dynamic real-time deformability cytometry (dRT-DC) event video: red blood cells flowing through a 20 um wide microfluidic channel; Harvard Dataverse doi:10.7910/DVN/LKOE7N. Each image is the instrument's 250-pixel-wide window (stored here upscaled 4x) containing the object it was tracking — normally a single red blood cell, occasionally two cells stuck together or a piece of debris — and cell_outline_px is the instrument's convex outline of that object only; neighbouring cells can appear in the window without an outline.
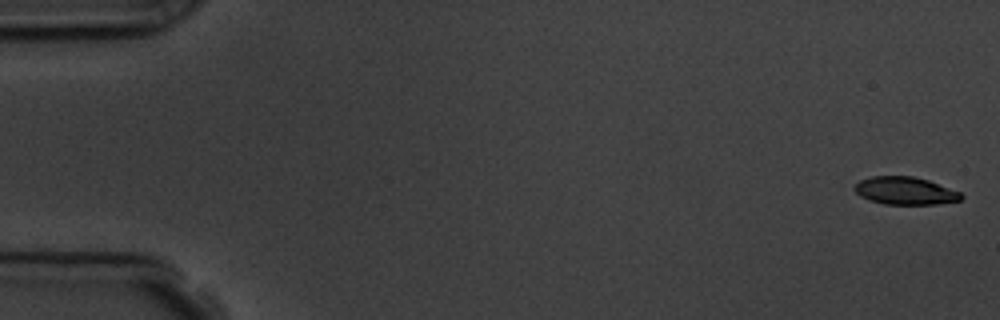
{"species": "common noctule bat (a hibernating species)", "species_latin": "Nyctalus noctula", "temperature_condition": "room temperature", "stored_images_in_passage": 5, "camera_frame_rate_fps": 3000, "um_per_image_px": 0.085, "animal": {"sex": "male", "body_mass_g": 19.5, "forearm_length_mm": 54.6}, "frame": {"image": 1, "passage_image": 1, "time_ms": 0.0, "image_size_px": [1000, 320], "cell_outline_px": [[964, 196], [960, 200], [936, 204], [884, 204], [860, 196], [852, 188], [860, 180], [872, 176], [912, 176], [928, 180], [960, 192]], "centroid_in_image_um": [76.93, 16.21], "position_along_channel_um": 8.1, "area_um2": 17.05}}
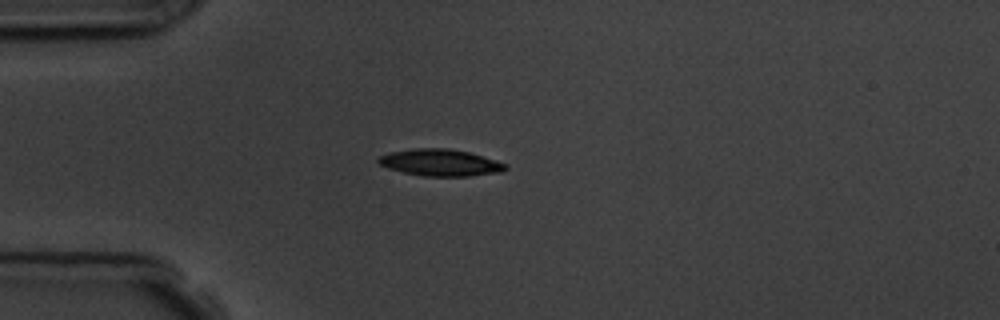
{"frame": {"image": 2, "passage_image": 5, "time_ms": 4.667, "image_size_px": [1000, 320], "cell_outline_px": [[508, 168], [504, 172], [468, 176], [424, 176], [404, 172], [388, 168], [380, 164], [376, 160], [380, 156], [388, 152], [412, 148], [448, 148], [468, 152], [508, 164]], "centroid_in_image_um": [37.44, 13.82], "position_along_channel_um": 47.6, "area_um2": 19.88}}